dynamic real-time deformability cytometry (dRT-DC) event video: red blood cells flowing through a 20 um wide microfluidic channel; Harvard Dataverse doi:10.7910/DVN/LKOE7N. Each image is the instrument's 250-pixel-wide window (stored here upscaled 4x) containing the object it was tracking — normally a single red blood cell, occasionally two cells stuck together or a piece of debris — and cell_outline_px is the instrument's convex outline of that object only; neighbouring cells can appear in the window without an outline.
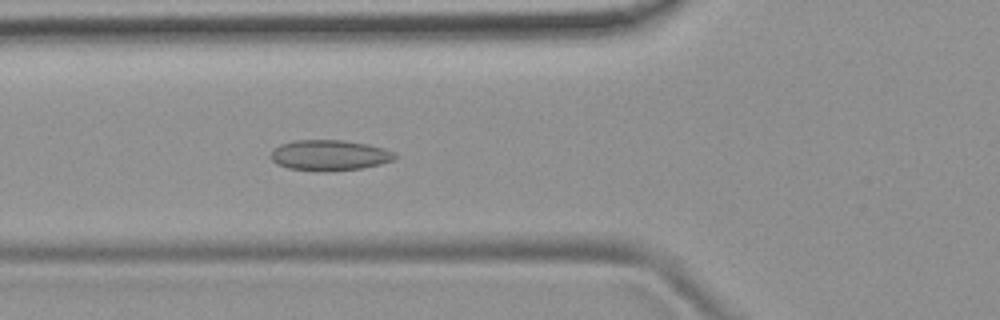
{"species": "common noctule bat (a hibernating species)", "species_latin": "Nyctalus noctula", "temperature_condition": "room temperature", "stored_images_in_passage": 4, "camera_frame_rate_fps": 3000, "um_per_image_px": 0.085, "animal": {"sex": "female", "body_mass_g": 19.9}, "frame": {"image": 1, "passage_image": 4, "time_ms": 3.667, "image_size_px": [1000, 320], "cell_outline_px": [[396, 156], [392, 160], [380, 164], [360, 168], [324, 172], [288, 168], [276, 164], [268, 156], [280, 144], [292, 140], [344, 140], [368, 144], [384, 148], [396, 152]], "centroid_in_image_um": [27.99, 13.19], "position_along_channel_um": 97.8, "area_um2": 22.25}}